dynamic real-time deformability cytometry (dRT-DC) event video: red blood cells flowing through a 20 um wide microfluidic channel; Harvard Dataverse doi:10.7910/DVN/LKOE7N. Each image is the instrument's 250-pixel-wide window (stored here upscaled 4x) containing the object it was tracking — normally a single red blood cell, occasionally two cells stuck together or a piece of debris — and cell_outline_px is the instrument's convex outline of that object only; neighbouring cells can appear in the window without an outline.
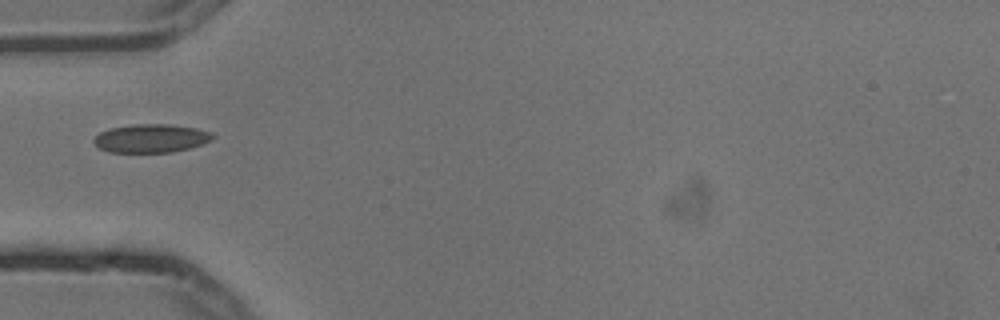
{"species": "common noctule bat (a hibernating species)", "species_latin": "Nyctalus noctula", "temperature_condition": "cold", "stored_images_in_passage": 1, "camera_frame_rate_fps": 3000, "um_per_image_px": 0.085, "animal": {"sex": "male", "body_mass_g": 13.3}, "frame": {"image": 1, "passage_image": 1, "time_ms": 0.0, "image_size_px": [1000, 320], "cell_outline_px": [[216, 136], [212, 140], [188, 148], [172, 152], [108, 152], [100, 148], [92, 140], [100, 132], [108, 128], [136, 124], [168, 124], [196, 128], [212, 132]], "centroid_in_image_um": [12.84, 11.75], "position_along_channel_um": 72.2, "area_um2": 19.65}}